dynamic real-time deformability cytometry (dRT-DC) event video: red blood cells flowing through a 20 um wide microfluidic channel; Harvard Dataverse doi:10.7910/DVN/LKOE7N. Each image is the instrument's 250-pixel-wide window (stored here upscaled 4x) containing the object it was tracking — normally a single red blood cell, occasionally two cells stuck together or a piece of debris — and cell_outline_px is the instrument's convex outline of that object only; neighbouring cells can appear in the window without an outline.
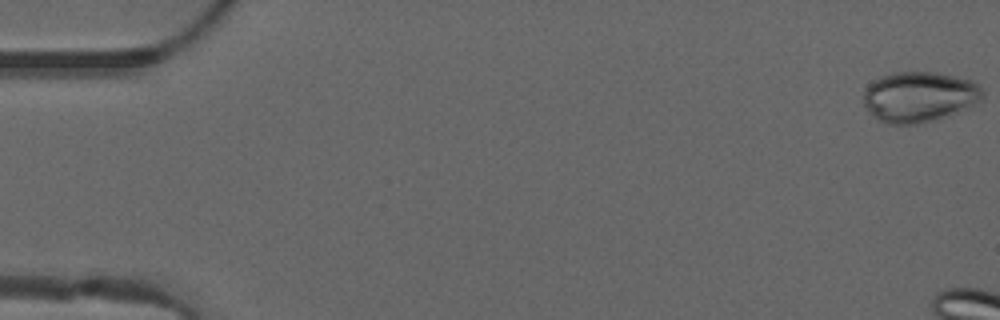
{"species": "common noctule bat (a hibernating species)", "species_latin": "Nyctalus noctula", "temperature_condition": "warm", "stored_images_in_passage": 7, "camera_frame_rate_fps": 3000, "um_per_image_px": 0.085, "animal": {"sex": "male", "forearm_length_mm": 52.5}, "frame": {"image": 1, "passage_image": 1, "time_ms": 0.0, "image_size_px": [1000, 320], "cell_outline_px": [[984, 96], [980, 100], [968, 108], [948, 116], [924, 124], [884, 124], [864, 104], [864, 92], [868, 84], [872, 80], [880, 76], [892, 72], [936, 72], [972, 80], [984, 92]], "centroid_in_image_um": [78.14, 8.23], "position_along_channel_um": 6.9, "area_um2": 35.2}}